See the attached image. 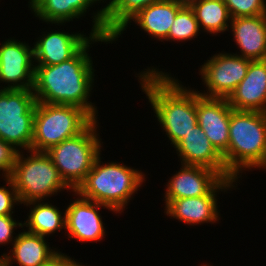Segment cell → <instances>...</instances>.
I'll return each instance as SVG.
<instances>
[{
  "label": "cell",
  "mask_w": 266,
  "mask_h": 266,
  "mask_svg": "<svg viewBox=\"0 0 266 266\" xmlns=\"http://www.w3.org/2000/svg\"><path fill=\"white\" fill-rule=\"evenodd\" d=\"M156 69L148 67L137 75L157 121L174 147L198 124L196 90L187 89L170 74Z\"/></svg>",
  "instance_id": "2"
},
{
  "label": "cell",
  "mask_w": 266,
  "mask_h": 266,
  "mask_svg": "<svg viewBox=\"0 0 266 266\" xmlns=\"http://www.w3.org/2000/svg\"><path fill=\"white\" fill-rule=\"evenodd\" d=\"M199 24L195 13L191 7L183 6L177 13L170 31L167 41H189L198 36Z\"/></svg>",
  "instance_id": "25"
},
{
  "label": "cell",
  "mask_w": 266,
  "mask_h": 266,
  "mask_svg": "<svg viewBox=\"0 0 266 266\" xmlns=\"http://www.w3.org/2000/svg\"><path fill=\"white\" fill-rule=\"evenodd\" d=\"M235 183L237 180L224 179L209 195L173 199L165 206L164 213L191 226L216 223L220 219L217 194L235 188Z\"/></svg>",
  "instance_id": "13"
},
{
  "label": "cell",
  "mask_w": 266,
  "mask_h": 266,
  "mask_svg": "<svg viewBox=\"0 0 266 266\" xmlns=\"http://www.w3.org/2000/svg\"><path fill=\"white\" fill-rule=\"evenodd\" d=\"M43 201H32L24 204L29 207L32 206L23 227H27V231L30 233L47 237L56 231L65 229V212L60 211L56 205Z\"/></svg>",
  "instance_id": "23"
},
{
  "label": "cell",
  "mask_w": 266,
  "mask_h": 266,
  "mask_svg": "<svg viewBox=\"0 0 266 266\" xmlns=\"http://www.w3.org/2000/svg\"><path fill=\"white\" fill-rule=\"evenodd\" d=\"M182 7L175 0H162L141 10L131 21L150 37L167 41L171 25Z\"/></svg>",
  "instance_id": "21"
},
{
  "label": "cell",
  "mask_w": 266,
  "mask_h": 266,
  "mask_svg": "<svg viewBox=\"0 0 266 266\" xmlns=\"http://www.w3.org/2000/svg\"><path fill=\"white\" fill-rule=\"evenodd\" d=\"M6 186L0 187V216L12 215L14 206L19 202L17 191L10 177H4Z\"/></svg>",
  "instance_id": "27"
},
{
  "label": "cell",
  "mask_w": 266,
  "mask_h": 266,
  "mask_svg": "<svg viewBox=\"0 0 266 266\" xmlns=\"http://www.w3.org/2000/svg\"><path fill=\"white\" fill-rule=\"evenodd\" d=\"M223 160L237 181L246 169H266V113L232 109Z\"/></svg>",
  "instance_id": "3"
},
{
  "label": "cell",
  "mask_w": 266,
  "mask_h": 266,
  "mask_svg": "<svg viewBox=\"0 0 266 266\" xmlns=\"http://www.w3.org/2000/svg\"><path fill=\"white\" fill-rule=\"evenodd\" d=\"M230 30L245 59L266 60V14L231 19Z\"/></svg>",
  "instance_id": "19"
},
{
  "label": "cell",
  "mask_w": 266,
  "mask_h": 266,
  "mask_svg": "<svg viewBox=\"0 0 266 266\" xmlns=\"http://www.w3.org/2000/svg\"><path fill=\"white\" fill-rule=\"evenodd\" d=\"M12 216L13 215L0 216V244L3 246L8 243L13 244L16 240L17 235L16 237L13 236L15 234L14 228L17 229V226L23 228V223L16 222Z\"/></svg>",
  "instance_id": "29"
},
{
  "label": "cell",
  "mask_w": 266,
  "mask_h": 266,
  "mask_svg": "<svg viewBox=\"0 0 266 266\" xmlns=\"http://www.w3.org/2000/svg\"><path fill=\"white\" fill-rule=\"evenodd\" d=\"M200 266H211V265H209V264H201Z\"/></svg>",
  "instance_id": "34"
},
{
  "label": "cell",
  "mask_w": 266,
  "mask_h": 266,
  "mask_svg": "<svg viewBox=\"0 0 266 266\" xmlns=\"http://www.w3.org/2000/svg\"><path fill=\"white\" fill-rule=\"evenodd\" d=\"M232 19L266 14L265 0H223Z\"/></svg>",
  "instance_id": "26"
},
{
  "label": "cell",
  "mask_w": 266,
  "mask_h": 266,
  "mask_svg": "<svg viewBox=\"0 0 266 266\" xmlns=\"http://www.w3.org/2000/svg\"><path fill=\"white\" fill-rule=\"evenodd\" d=\"M34 71L33 46L12 38L1 43L0 82L8 83L1 89H33Z\"/></svg>",
  "instance_id": "10"
},
{
  "label": "cell",
  "mask_w": 266,
  "mask_h": 266,
  "mask_svg": "<svg viewBox=\"0 0 266 266\" xmlns=\"http://www.w3.org/2000/svg\"><path fill=\"white\" fill-rule=\"evenodd\" d=\"M227 98L206 97L196 91V114L200 128L223 156L229 145V123L232 111Z\"/></svg>",
  "instance_id": "12"
},
{
  "label": "cell",
  "mask_w": 266,
  "mask_h": 266,
  "mask_svg": "<svg viewBox=\"0 0 266 266\" xmlns=\"http://www.w3.org/2000/svg\"><path fill=\"white\" fill-rule=\"evenodd\" d=\"M102 0H29V8L35 17L58 26L79 19L87 9Z\"/></svg>",
  "instance_id": "22"
},
{
  "label": "cell",
  "mask_w": 266,
  "mask_h": 266,
  "mask_svg": "<svg viewBox=\"0 0 266 266\" xmlns=\"http://www.w3.org/2000/svg\"><path fill=\"white\" fill-rule=\"evenodd\" d=\"M112 43L108 37L95 35L70 59L56 65H35L33 94L36 102L71 105L86 110L97 119L98 110L88 101L94 83L92 43ZM90 44V45H89Z\"/></svg>",
  "instance_id": "1"
},
{
  "label": "cell",
  "mask_w": 266,
  "mask_h": 266,
  "mask_svg": "<svg viewBox=\"0 0 266 266\" xmlns=\"http://www.w3.org/2000/svg\"><path fill=\"white\" fill-rule=\"evenodd\" d=\"M73 192L77 197L65 209V230L68 232V238L81 242L101 241L106 230L98 209L103 207L113 213L115 211L104 204L86 199L75 191Z\"/></svg>",
  "instance_id": "11"
},
{
  "label": "cell",
  "mask_w": 266,
  "mask_h": 266,
  "mask_svg": "<svg viewBox=\"0 0 266 266\" xmlns=\"http://www.w3.org/2000/svg\"><path fill=\"white\" fill-rule=\"evenodd\" d=\"M74 261V258L71 259L66 254L59 252L50 261L42 266H70Z\"/></svg>",
  "instance_id": "30"
},
{
  "label": "cell",
  "mask_w": 266,
  "mask_h": 266,
  "mask_svg": "<svg viewBox=\"0 0 266 266\" xmlns=\"http://www.w3.org/2000/svg\"><path fill=\"white\" fill-rule=\"evenodd\" d=\"M70 266H85V265H82V263L74 261Z\"/></svg>",
  "instance_id": "33"
},
{
  "label": "cell",
  "mask_w": 266,
  "mask_h": 266,
  "mask_svg": "<svg viewBox=\"0 0 266 266\" xmlns=\"http://www.w3.org/2000/svg\"><path fill=\"white\" fill-rule=\"evenodd\" d=\"M91 38V35L63 30L42 33L33 46L34 65L60 64L72 58Z\"/></svg>",
  "instance_id": "17"
},
{
  "label": "cell",
  "mask_w": 266,
  "mask_h": 266,
  "mask_svg": "<svg viewBox=\"0 0 266 266\" xmlns=\"http://www.w3.org/2000/svg\"><path fill=\"white\" fill-rule=\"evenodd\" d=\"M100 155L101 153L75 192L121 214L142 186L146 179L145 174L141 170L117 162L104 164Z\"/></svg>",
  "instance_id": "4"
},
{
  "label": "cell",
  "mask_w": 266,
  "mask_h": 266,
  "mask_svg": "<svg viewBox=\"0 0 266 266\" xmlns=\"http://www.w3.org/2000/svg\"><path fill=\"white\" fill-rule=\"evenodd\" d=\"M160 1L162 0H109L105 7L93 12L94 24L90 35H102L117 41L133 17L147 6Z\"/></svg>",
  "instance_id": "14"
},
{
  "label": "cell",
  "mask_w": 266,
  "mask_h": 266,
  "mask_svg": "<svg viewBox=\"0 0 266 266\" xmlns=\"http://www.w3.org/2000/svg\"><path fill=\"white\" fill-rule=\"evenodd\" d=\"M181 170L168 180L165 206L173 199L209 195L224 178L209 168L181 164Z\"/></svg>",
  "instance_id": "15"
},
{
  "label": "cell",
  "mask_w": 266,
  "mask_h": 266,
  "mask_svg": "<svg viewBox=\"0 0 266 266\" xmlns=\"http://www.w3.org/2000/svg\"><path fill=\"white\" fill-rule=\"evenodd\" d=\"M227 100L235 110L266 113V60L250 62L246 76Z\"/></svg>",
  "instance_id": "18"
},
{
  "label": "cell",
  "mask_w": 266,
  "mask_h": 266,
  "mask_svg": "<svg viewBox=\"0 0 266 266\" xmlns=\"http://www.w3.org/2000/svg\"><path fill=\"white\" fill-rule=\"evenodd\" d=\"M94 120L83 108L36 102L31 150L46 152L83 132Z\"/></svg>",
  "instance_id": "6"
},
{
  "label": "cell",
  "mask_w": 266,
  "mask_h": 266,
  "mask_svg": "<svg viewBox=\"0 0 266 266\" xmlns=\"http://www.w3.org/2000/svg\"><path fill=\"white\" fill-rule=\"evenodd\" d=\"M174 148L181 164L209 168L217 171L224 179L236 180L227 171L223 156L211 144L198 124Z\"/></svg>",
  "instance_id": "16"
},
{
  "label": "cell",
  "mask_w": 266,
  "mask_h": 266,
  "mask_svg": "<svg viewBox=\"0 0 266 266\" xmlns=\"http://www.w3.org/2000/svg\"><path fill=\"white\" fill-rule=\"evenodd\" d=\"M193 9L199 29L210 34H218L229 30L231 16L223 0H199Z\"/></svg>",
  "instance_id": "24"
},
{
  "label": "cell",
  "mask_w": 266,
  "mask_h": 266,
  "mask_svg": "<svg viewBox=\"0 0 266 266\" xmlns=\"http://www.w3.org/2000/svg\"><path fill=\"white\" fill-rule=\"evenodd\" d=\"M35 109L32 89H0V139L31 150Z\"/></svg>",
  "instance_id": "8"
},
{
  "label": "cell",
  "mask_w": 266,
  "mask_h": 266,
  "mask_svg": "<svg viewBox=\"0 0 266 266\" xmlns=\"http://www.w3.org/2000/svg\"><path fill=\"white\" fill-rule=\"evenodd\" d=\"M27 153L30 154L25 157L23 151L22 154L19 151L10 176L20 204L47 200V197L57 195L63 189L73 192L46 152L29 150Z\"/></svg>",
  "instance_id": "5"
},
{
  "label": "cell",
  "mask_w": 266,
  "mask_h": 266,
  "mask_svg": "<svg viewBox=\"0 0 266 266\" xmlns=\"http://www.w3.org/2000/svg\"><path fill=\"white\" fill-rule=\"evenodd\" d=\"M251 60L235 53H217L199 68L202 82L207 87L206 97L228 98L247 74Z\"/></svg>",
  "instance_id": "9"
},
{
  "label": "cell",
  "mask_w": 266,
  "mask_h": 266,
  "mask_svg": "<svg viewBox=\"0 0 266 266\" xmlns=\"http://www.w3.org/2000/svg\"><path fill=\"white\" fill-rule=\"evenodd\" d=\"M0 266H6L3 255L0 256Z\"/></svg>",
  "instance_id": "32"
},
{
  "label": "cell",
  "mask_w": 266,
  "mask_h": 266,
  "mask_svg": "<svg viewBox=\"0 0 266 266\" xmlns=\"http://www.w3.org/2000/svg\"><path fill=\"white\" fill-rule=\"evenodd\" d=\"M97 121L95 119L83 132L46 151L64 182L73 191L84 181L101 153L103 142L96 131L99 127Z\"/></svg>",
  "instance_id": "7"
},
{
  "label": "cell",
  "mask_w": 266,
  "mask_h": 266,
  "mask_svg": "<svg viewBox=\"0 0 266 266\" xmlns=\"http://www.w3.org/2000/svg\"><path fill=\"white\" fill-rule=\"evenodd\" d=\"M18 153L19 150H17L13 145L0 139V171L3 172V177L11 176Z\"/></svg>",
  "instance_id": "28"
},
{
  "label": "cell",
  "mask_w": 266,
  "mask_h": 266,
  "mask_svg": "<svg viewBox=\"0 0 266 266\" xmlns=\"http://www.w3.org/2000/svg\"><path fill=\"white\" fill-rule=\"evenodd\" d=\"M59 252L49 247L45 237L23 231L17 235L9 253H3L6 266H42Z\"/></svg>",
  "instance_id": "20"
},
{
  "label": "cell",
  "mask_w": 266,
  "mask_h": 266,
  "mask_svg": "<svg viewBox=\"0 0 266 266\" xmlns=\"http://www.w3.org/2000/svg\"><path fill=\"white\" fill-rule=\"evenodd\" d=\"M181 6L191 7L194 3L198 2L199 0H175Z\"/></svg>",
  "instance_id": "31"
}]
</instances>
